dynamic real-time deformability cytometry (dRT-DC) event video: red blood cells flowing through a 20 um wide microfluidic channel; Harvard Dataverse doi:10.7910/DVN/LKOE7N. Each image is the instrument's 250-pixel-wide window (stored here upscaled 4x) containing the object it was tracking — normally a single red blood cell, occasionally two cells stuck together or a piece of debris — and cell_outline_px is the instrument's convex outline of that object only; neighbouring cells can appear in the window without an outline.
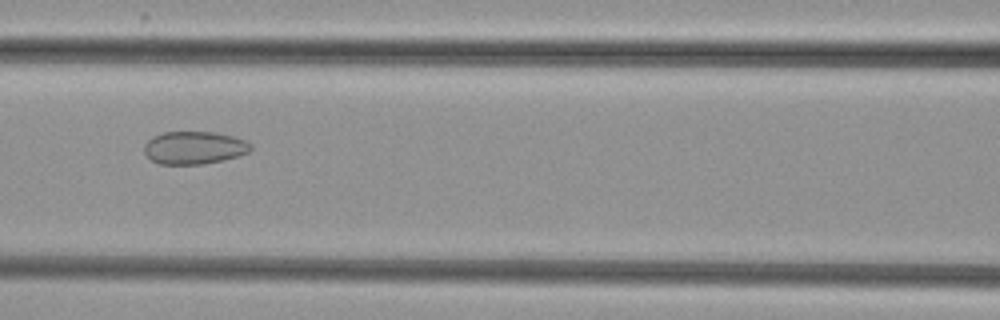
{"species": "common noctule bat (a hibernating species)", "species_latin": "Nyctalus noctula", "temperature_condition": "cold", "stored_images_in_passage": 52, "segment_of_instrument_passage": [2, 2], "camera_frame_rate_fps": 3000, "um_per_image_px": 0.085, "animal": {"sex": "female", "body_mass_g": 29.2, "forearm_length_mm": 56.3}, "frame": {"image": 1, "passage_image": 23, "time_ms": 7.333, "image_size_px": [1000, 320], "cell_outline_px": [[252, 148], [248, 152], [236, 156], [220, 160], [200, 164], [160, 164], [152, 160], [144, 152], [144, 144], [152, 136], [164, 132], [216, 132], [232, 136], [244, 140], [252, 144]], "centroid_in_image_um": [16.48, 12.54], "position_along_channel_um": 150.1, "area_um2": 20.17}}
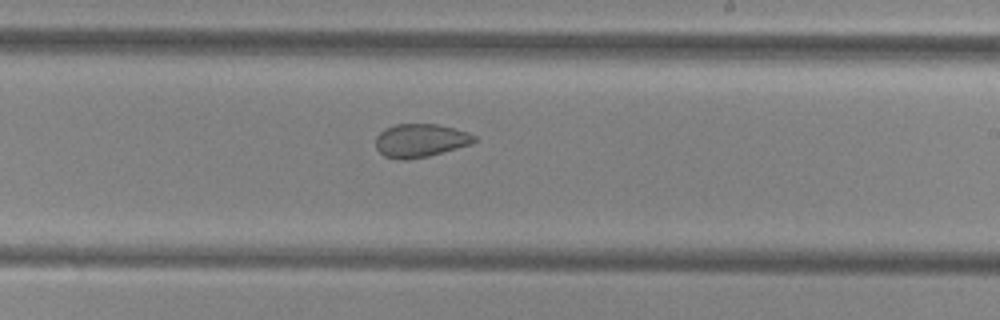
{"frame": {"image": 2, "passage_image": 31, "time_ms": 10.0, "image_size_px": [1000, 320], "cell_outline_px": [[476, 140], [472, 144], [428, 156], [408, 160], [400, 160], [384, 156], [376, 148], [376, 136], [384, 128], [396, 124], [436, 124], [468, 132], [476, 136]], "centroid_in_image_um": [35.72, 11.95], "position_along_channel_um": 253.3, "area_um2": 19.19}}
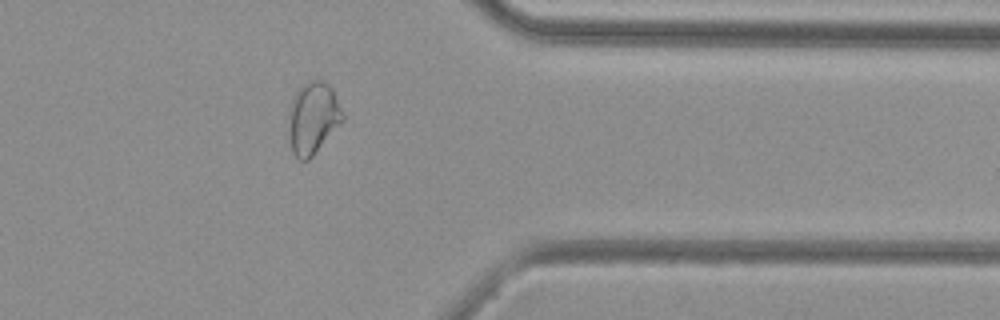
{"frame": {"image": 3, "passage_image": 42, "time_ms": 13.667, "image_size_px": [1000, 320], "cell_outline_px": [[344, 120], [312, 156], [308, 160], [300, 160], [292, 152], [288, 132], [288, 108], [296, 92], [308, 80], [316, 76], [324, 80], [332, 88], [344, 116]], "centroid_in_image_um": [26.58, 9.99], "position_along_channel_um": 384.8, "area_um2": 22.89}}